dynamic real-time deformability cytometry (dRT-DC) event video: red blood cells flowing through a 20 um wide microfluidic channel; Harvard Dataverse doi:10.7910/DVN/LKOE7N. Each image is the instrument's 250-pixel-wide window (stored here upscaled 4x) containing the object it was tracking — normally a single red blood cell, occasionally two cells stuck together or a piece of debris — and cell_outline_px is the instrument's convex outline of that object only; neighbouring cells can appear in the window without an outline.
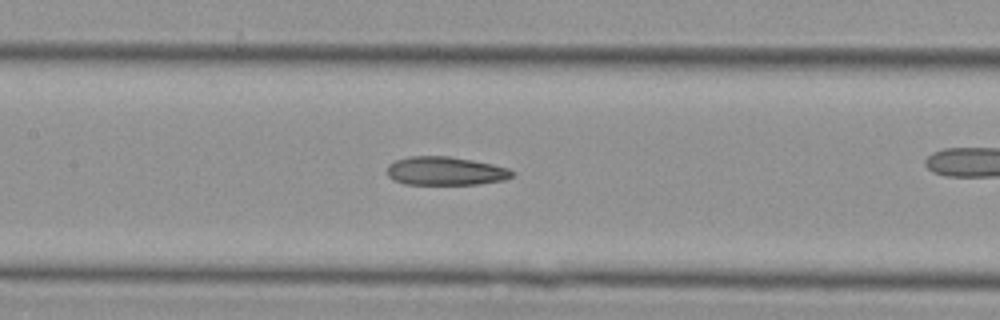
{"species": "Egyptian fruit bat (a non-hibernating species)", "species_latin": "Rousettus aegyptiacus", "temperature_condition": "cold", "stored_images_in_passage": 36, "camera_frame_rate_fps": 3000, "um_per_image_px": 0.085, "animal": {"sex": "female"}, "frame": {"image": 1, "passage_image": 21, "time_ms": 6.667, "image_size_px": [1000, 320], "cell_outline_px": [[516, 172], [512, 176], [504, 180], [480, 184], [404, 184], [392, 180], [388, 176], [388, 164], [396, 160], [412, 156], [448, 156], [472, 160], [492, 164], [508, 168]], "centroid_in_image_um": [37.87, 14.54], "position_along_channel_um": 169.5, "area_um2": 20.81}}
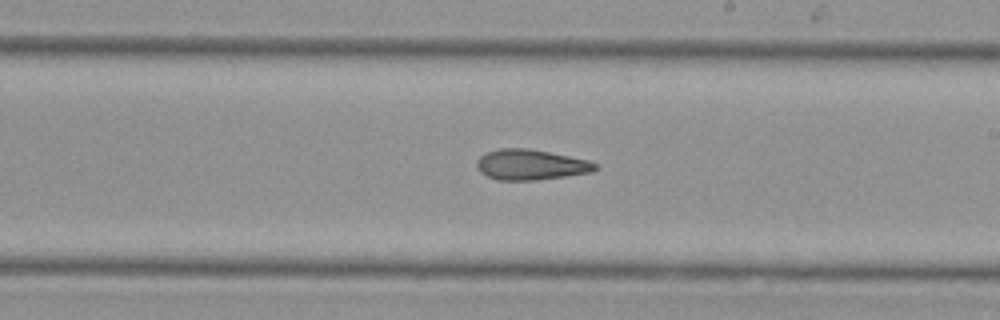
{"frame": {"image": 2, "passage_image": 26, "time_ms": 8.333, "image_size_px": [1000, 320], "cell_outline_px": [[600, 168], [592, 172], [536, 180], [496, 180], [480, 172], [476, 168], [476, 160], [480, 156], [488, 152], [500, 148], [528, 148], [588, 160], [600, 164]], "centroid_in_image_um": [45.12, 14.0], "position_along_channel_um": 243.9, "area_um2": 21.1}}